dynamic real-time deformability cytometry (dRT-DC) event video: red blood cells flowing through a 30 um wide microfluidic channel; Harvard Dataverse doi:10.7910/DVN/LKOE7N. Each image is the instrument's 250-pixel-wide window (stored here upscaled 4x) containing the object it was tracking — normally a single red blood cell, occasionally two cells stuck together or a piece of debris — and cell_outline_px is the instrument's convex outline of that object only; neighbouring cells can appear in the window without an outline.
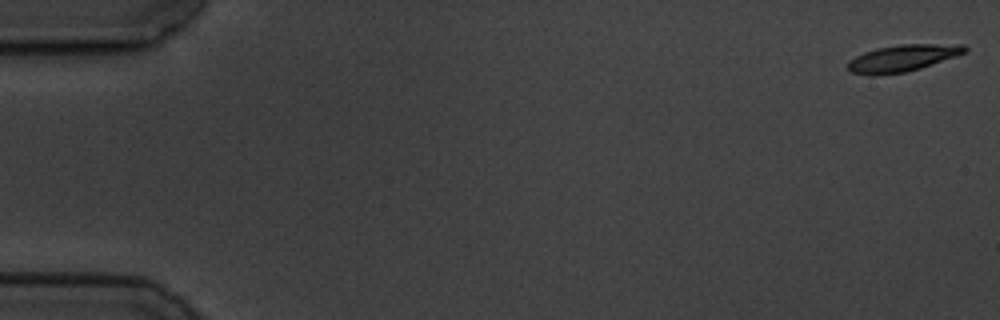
{"species": "common noctule bat (a hibernating species)", "species_latin": "Nyctalus noctula", "temperature_condition": "cold", "stored_images_in_passage": 6, "camera_frame_rate_fps": 3000, "um_per_image_px": 0.085, "animal": {"sex": "male", "body_mass_g": 19.5, "forearm_length_mm": 54.6}, "frame": {"image": 1, "passage_image": 1, "time_ms": 0.0, "image_size_px": [1000, 320], "cell_outline_px": [[968, 52], [920, 68], [904, 72], [872, 76], [868, 76], [852, 72], [848, 68], [848, 60], [864, 52], [876, 48], [900, 44], [964, 44], [968, 48]], "centroid_in_image_um": [76.72, 4.93], "position_along_channel_um": 8.3, "area_um2": 18.32}}
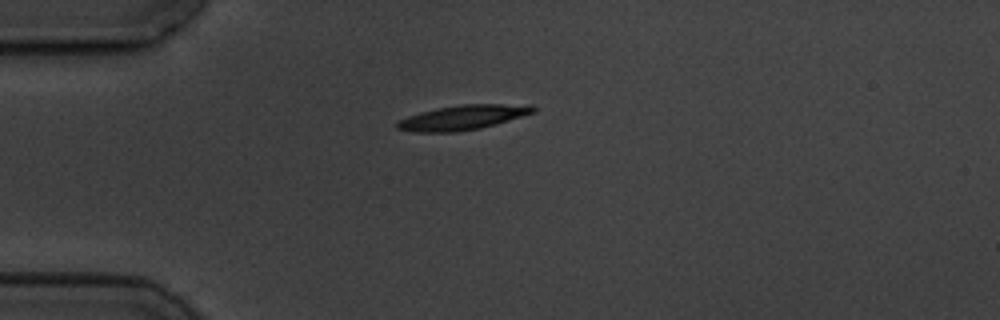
{"frame": {"image": 2, "passage_image": 5, "time_ms": 4.667, "image_size_px": [1000, 320], "cell_outline_px": [[536, 112], [496, 124], [480, 128], [456, 132], [416, 132], [396, 128], [396, 124], [400, 120], [408, 116], [420, 112], [436, 108], [460, 104], [532, 104], [536, 108]], "centroid_in_image_um": [39.39, 9.97], "position_along_channel_um": 45.6, "area_um2": 19.65}}